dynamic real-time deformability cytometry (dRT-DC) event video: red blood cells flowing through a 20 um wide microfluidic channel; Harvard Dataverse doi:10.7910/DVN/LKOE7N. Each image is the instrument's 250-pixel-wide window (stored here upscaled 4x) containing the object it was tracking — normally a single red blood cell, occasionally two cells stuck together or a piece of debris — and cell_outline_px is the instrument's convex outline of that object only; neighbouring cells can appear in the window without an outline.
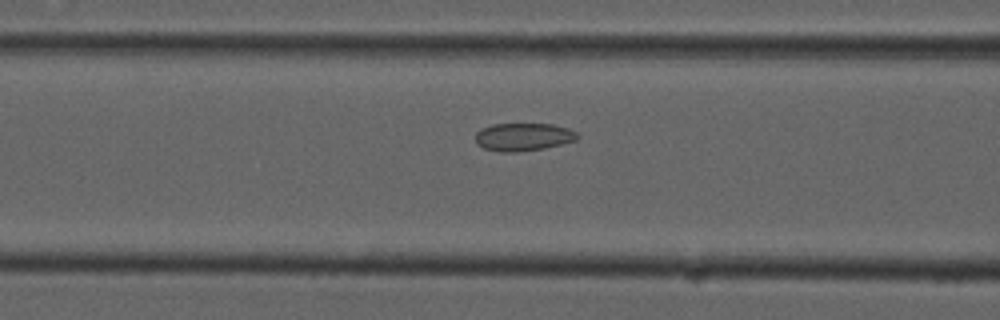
{"species": "common noctule bat (a hibernating species)", "species_latin": "Nyctalus noctula", "temperature_condition": "cold", "stored_images_in_passage": 17, "camera_frame_rate_fps": 3000, "um_per_image_px": 0.085, "animal": {"sex": "male", "forearm_length_mm": 52.5}, "frame": {"image": 1, "passage_image": 15, "time_ms": 4.667, "image_size_px": [1000, 320], "cell_outline_px": [[580, 136], [576, 140], [544, 148], [516, 152], [500, 152], [484, 148], [476, 144], [476, 132], [480, 128], [492, 124], [552, 124], [568, 128], [576, 132]], "centroid_in_image_um": [44.46, 11.63], "position_along_channel_um": 122.1, "area_um2": 16.59}}